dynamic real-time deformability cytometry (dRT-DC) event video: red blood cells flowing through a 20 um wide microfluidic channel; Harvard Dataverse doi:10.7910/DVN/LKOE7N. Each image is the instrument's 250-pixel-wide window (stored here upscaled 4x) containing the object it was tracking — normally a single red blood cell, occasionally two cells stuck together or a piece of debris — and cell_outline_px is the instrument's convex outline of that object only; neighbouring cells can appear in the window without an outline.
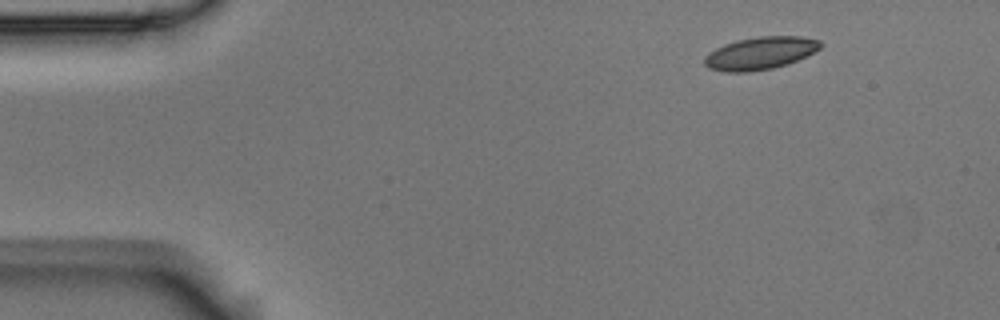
{"species": "Egyptian fruit bat (a non-hibernating species)", "species_latin": "Rousettus aegyptiacus", "temperature_condition": "room temperature", "stored_images_in_passage": 5, "segment_of_instrument_passage": [2, 2], "camera_frame_rate_fps": 3000, "um_per_image_px": 0.085, "animal": {"sex": "male"}, "frame": {"image": 1, "passage_image": 5, "time_ms": 1.333, "image_size_px": [1000, 320], "cell_outline_px": [[824, 44], [816, 52], [788, 64], [772, 68], [748, 72], [728, 72], [708, 68], [704, 64], [704, 56], [708, 52], [724, 44], [736, 40], [756, 36], [800, 36], [820, 40]], "centroid_in_image_um": [64.63, 4.51], "position_along_channel_um": 20.4, "area_um2": 22.31}}